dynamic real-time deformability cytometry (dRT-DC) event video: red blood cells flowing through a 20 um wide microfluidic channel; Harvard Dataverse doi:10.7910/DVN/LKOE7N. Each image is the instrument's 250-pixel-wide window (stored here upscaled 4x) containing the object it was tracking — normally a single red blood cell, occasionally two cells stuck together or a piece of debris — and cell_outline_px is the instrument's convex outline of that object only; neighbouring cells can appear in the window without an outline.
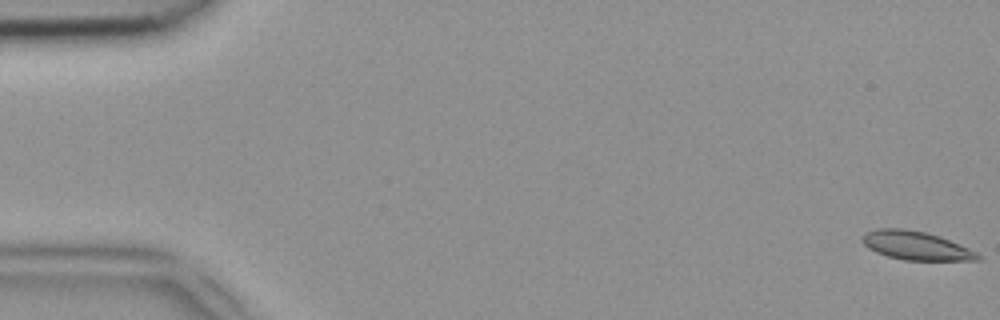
{"species": "common noctule bat (a hibernating species)", "species_latin": "Nyctalus noctula", "temperature_condition": "room temperature", "stored_images_in_passage": 51, "camera_frame_rate_fps": 3000, "um_per_image_px": 0.085, "animal": {"sex": "female", "body_mass_g": 18.4}, "frame": {"image": 1, "passage_image": 1, "time_ms": 0.0, "image_size_px": [1000, 320], "cell_outline_px": [[984, 256], [980, 260], [904, 260], [888, 256], [876, 252], [868, 248], [860, 240], [860, 236], [864, 232], [876, 228], [900, 228], [924, 232], [940, 236], [960, 244]], "centroid_in_image_um": [77.83, 20.87], "position_along_channel_um": 7.2, "area_um2": 19.42}}
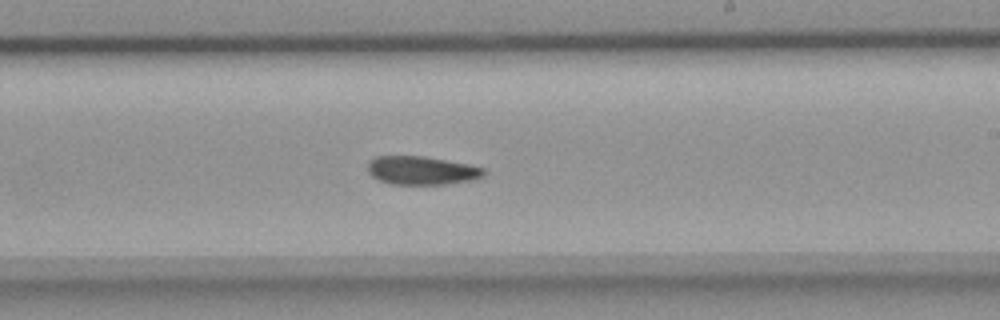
{"frame": {"image": 2, "passage_image": 30, "time_ms": 9.667, "image_size_px": [1000, 320], "cell_outline_px": [[484, 176], [472, 180], [444, 184], [392, 184], [380, 180], [372, 176], [368, 172], [368, 160], [376, 156], [424, 156], [468, 164], [484, 168]], "centroid_in_image_um": [35.82, 14.48], "position_along_channel_um": 253.2, "area_um2": 19.19}}
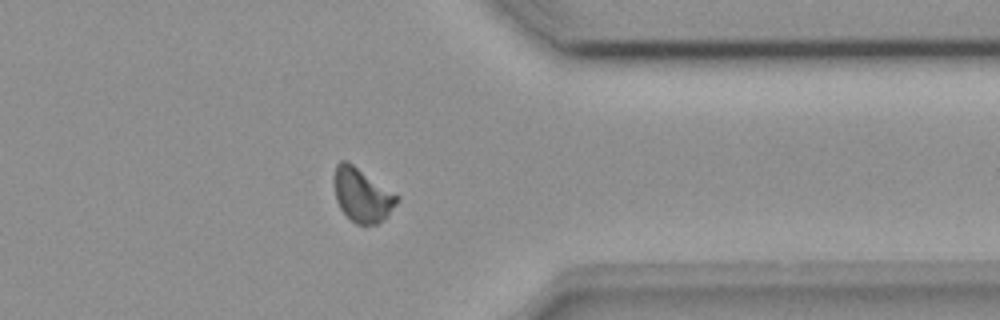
{"frame": {"image": 3, "passage_image": 40, "time_ms": 13.0, "image_size_px": [1000, 320], "cell_outline_px": [[400, 196], [396, 204], [388, 216], [384, 220], [376, 224], [356, 224], [340, 208], [336, 200], [332, 184], [332, 180], [336, 164], [340, 160], [344, 160], [352, 164]], "centroid_in_image_um": [30.75, 16.57], "position_along_channel_um": 380.6, "area_um2": 19.77}}